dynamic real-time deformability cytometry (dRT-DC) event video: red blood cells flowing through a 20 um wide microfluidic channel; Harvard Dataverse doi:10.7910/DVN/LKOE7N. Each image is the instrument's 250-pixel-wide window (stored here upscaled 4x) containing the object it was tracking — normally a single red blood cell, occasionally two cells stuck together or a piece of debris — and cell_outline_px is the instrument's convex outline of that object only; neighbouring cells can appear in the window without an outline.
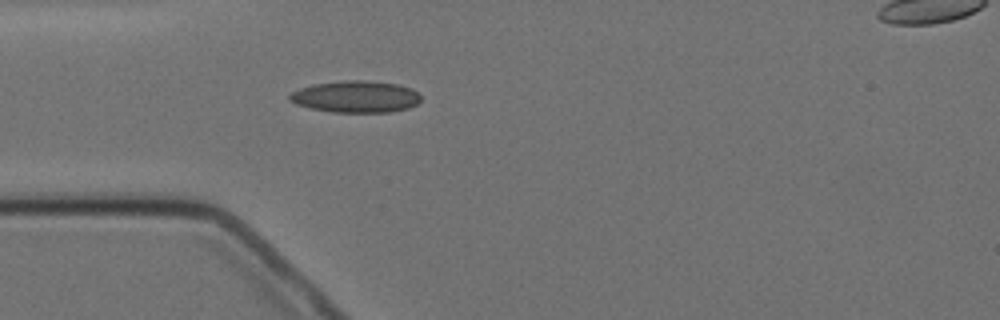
{"species": "Egyptian fruit bat (a non-hibernating species)", "species_latin": "Rousettus aegyptiacus", "temperature_condition": "cold", "stored_images_in_passage": 1, "camera_frame_rate_fps": 3000, "um_per_image_px": 0.085, "animal": {"sex": "female"}, "frame": {"image": 1, "passage_image": 1, "time_ms": 0.0, "image_size_px": [1000, 320], "cell_outline_px": [[420, 100], [416, 104], [408, 108], [388, 112], [332, 112], [308, 108], [296, 104], [288, 100], [288, 96], [292, 92], [300, 88], [316, 84], [348, 80], [368, 80], [400, 84], [412, 88], [420, 96]], "centroid_in_image_um": [30.24, 8.22], "position_along_channel_um": 54.8, "area_um2": 24.33}}